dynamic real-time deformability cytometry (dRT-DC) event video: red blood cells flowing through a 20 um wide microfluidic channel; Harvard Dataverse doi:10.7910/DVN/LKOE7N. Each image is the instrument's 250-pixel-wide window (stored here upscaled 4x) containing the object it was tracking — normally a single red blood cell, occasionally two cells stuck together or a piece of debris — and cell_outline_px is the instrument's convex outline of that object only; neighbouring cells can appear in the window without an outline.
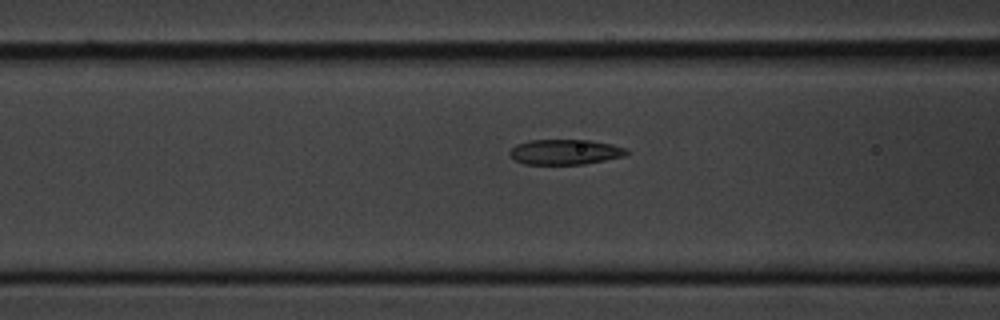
{"species": "common noctule bat (a hibernating species)", "species_latin": "Nyctalus noctula", "temperature_condition": "cold", "stored_images_in_passage": 7, "segment_of_instrument_passage": [2, 2], "camera_frame_rate_fps": 3000, "um_per_image_px": 0.085, "animal": {"sex": "male", "body_mass_g": 20.1, "forearm_length_mm": 53.5}, "frame": {"image": 1, "passage_image": 7, "time_ms": 8.0, "image_size_px": [1000, 320], "cell_outline_px": [[632, 152], [624, 156], [584, 164], [524, 164], [508, 156], [508, 152], [516, 144], [528, 140], [588, 140], [612, 144], [624, 148]], "centroid_in_image_um": [48.01, 12.91], "position_along_channel_um": 118.6, "area_um2": 17.22}}